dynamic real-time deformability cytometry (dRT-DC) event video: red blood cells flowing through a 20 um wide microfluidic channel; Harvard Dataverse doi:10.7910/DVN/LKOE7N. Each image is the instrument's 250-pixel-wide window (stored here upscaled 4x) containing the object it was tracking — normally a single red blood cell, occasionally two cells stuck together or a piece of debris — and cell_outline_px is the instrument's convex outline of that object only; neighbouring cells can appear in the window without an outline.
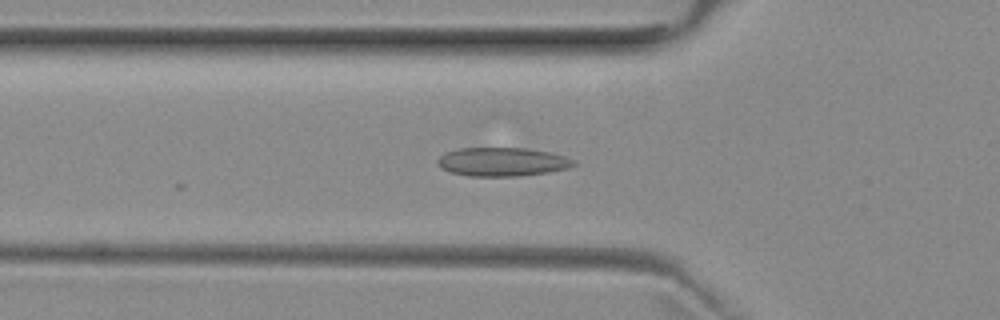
{"species": "common noctule bat (a hibernating species)", "species_latin": "Nyctalus noctula", "temperature_condition": "room temperature", "stored_images_in_passage": 13, "camera_frame_rate_fps": 3000, "um_per_image_px": 0.085, "animal": {"sex": "female", "body_mass_g": 29.2, "forearm_length_mm": 56.3}, "frame": {"image": 1, "passage_image": 10, "time_ms": 3.0, "image_size_px": [1000, 320], "cell_outline_px": [[576, 164], [568, 168], [548, 172], [520, 176], [468, 176], [452, 172], [440, 168], [436, 164], [436, 160], [444, 152], [456, 148], [528, 148], [548, 152], [564, 156], [576, 160]], "centroid_in_image_um": [42.66, 13.75], "position_along_channel_um": 83.1, "area_um2": 22.95}}
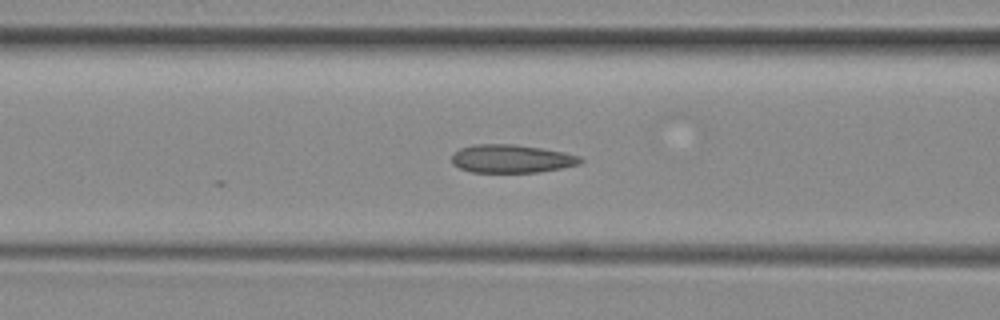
{"frame": {"image": 2, "passage_image": 13, "time_ms": 4.0, "image_size_px": [1000, 320], "cell_outline_px": [[584, 160], [580, 164], [540, 172], [472, 172], [460, 168], [452, 164], [452, 152], [460, 148], [472, 144], [516, 144], [564, 152], [580, 156]], "centroid_in_image_um": [43.46, 13.48], "position_along_channel_um": 123.1, "area_um2": 21.27}}